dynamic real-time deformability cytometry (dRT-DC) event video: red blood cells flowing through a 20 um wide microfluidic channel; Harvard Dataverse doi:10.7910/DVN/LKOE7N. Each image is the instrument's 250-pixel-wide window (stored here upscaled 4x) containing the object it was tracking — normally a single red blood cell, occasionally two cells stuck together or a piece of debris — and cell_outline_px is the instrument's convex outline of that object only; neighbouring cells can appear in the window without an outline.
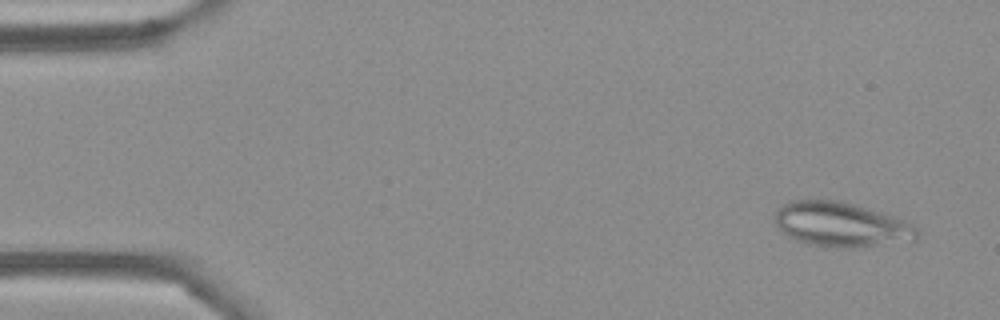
{"species": "Egyptian fruit bat (a non-hibernating species)", "species_latin": "Rousettus aegyptiacus", "temperature_condition": "cold", "stored_images_in_passage": 52, "camera_frame_rate_fps": 3000, "um_per_image_px": 0.085, "frame": {"image": 1, "passage_image": 3, "time_ms": 0.667, "image_size_px": [1000, 320], "cell_outline_px": [[920, 228], [916, 240], [848, 248], [844, 248], [808, 244], [796, 240], [788, 236], [776, 224], [776, 208], [780, 204], [792, 200], [840, 200], [892, 216], [904, 220]], "centroid_in_image_um": [71.49, 19.07], "position_along_channel_um": 13.5, "area_um2": 36.7}}
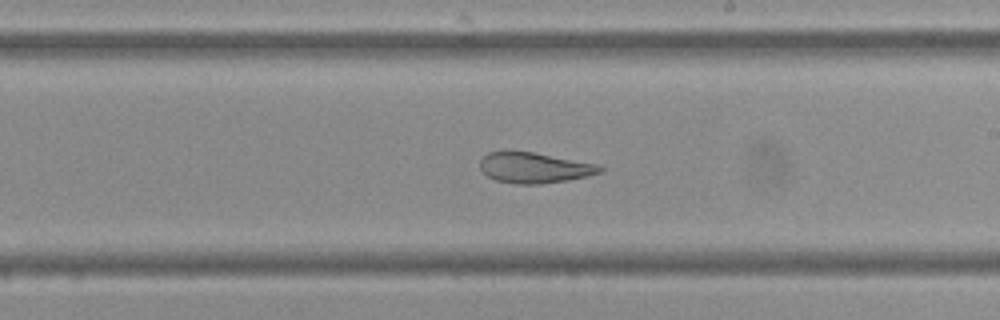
{"frame": {"image": 2, "passage_image": 30, "time_ms": 9.667, "image_size_px": [1000, 320], "cell_outline_px": [[604, 168], [600, 172], [588, 176], [568, 180], [540, 184], [516, 184], [496, 180], [488, 176], [480, 168], [480, 160], [488, 152], [532, 152], [604, 164]], "centroid_in_image_um": [45.5, 14.26], "position_along_channel_um": 243.5, "area_um2": 21.44}}
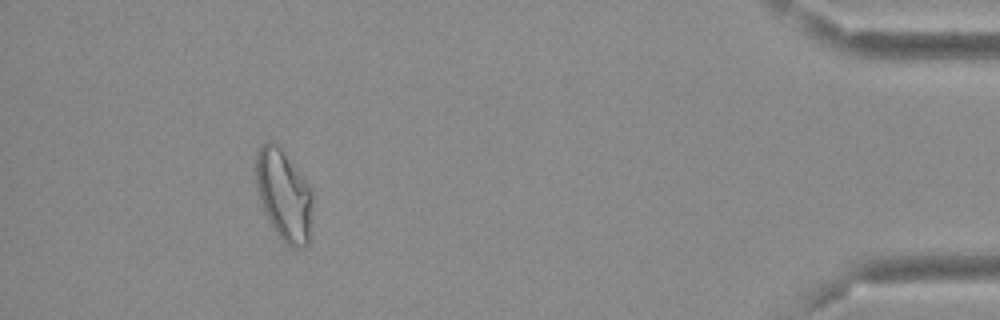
{"frame": {"image": 3, "passage_image": 48, "time_ms": 15.667, "image_size_px": [1000, 320], "cell_outline_px": [[312, 204], [308, 244], [300, 248], [288, 248], [272, 228], [260, 200], [252, 168], [256, 152], [264, 140], [272, 140], [280, 148], [308, 184], [312, 192]], "centroid_in_image_um": [24.07, 16.57], "position_along_channel_um": 411.1, "area_um2": 30.4}, "authors_computed_cell_mechanics": {"area_um2": 27.9463, "velocity_mm_per_s": 3.8006, "shape_relaxation_time_tau1_ms": null, "shape_relaxation_time_tau2_ms": 4.6988, "deformation_change_tau1": null, "deformation_change_tau2": 0.112}}